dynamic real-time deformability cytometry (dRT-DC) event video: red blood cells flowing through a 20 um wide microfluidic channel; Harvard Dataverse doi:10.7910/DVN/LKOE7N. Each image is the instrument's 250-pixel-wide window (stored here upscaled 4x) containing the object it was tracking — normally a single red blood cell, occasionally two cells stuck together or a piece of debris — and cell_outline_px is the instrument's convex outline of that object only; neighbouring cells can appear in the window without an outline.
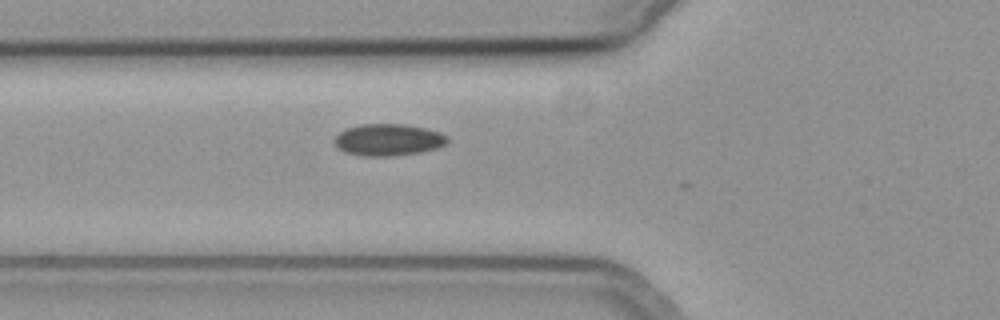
{"species": "common noctule bat (a hibernating species)", "species_latin": "Nyctalus noctula", "temperature_condition": "cold", "stored_images_in_passage": 3, "camera_frame_rate_fps": 3000, "um_per_image_px": 0.085, "animal": {"sex": "female", "body_mass_g": 19.3, "forearm_length_mm": 54.1}, "frame": {"image": 1, "passage_image": 2, "time_ms": 0.333, "image_size_px": [1000, 320], "cell_outline_px": [[448, 140], [440, 148], [420, 152], [392, 156], [364, 156], [344, 152], [332, 140], [344, 128], [360, 124], [404, 124], [424, 128], [440, 132], [448, 136]], "centroid_in_image_um": [33.0, 11.88], "position_along_channel_um": 92.8, "area_um2": 21.04}}